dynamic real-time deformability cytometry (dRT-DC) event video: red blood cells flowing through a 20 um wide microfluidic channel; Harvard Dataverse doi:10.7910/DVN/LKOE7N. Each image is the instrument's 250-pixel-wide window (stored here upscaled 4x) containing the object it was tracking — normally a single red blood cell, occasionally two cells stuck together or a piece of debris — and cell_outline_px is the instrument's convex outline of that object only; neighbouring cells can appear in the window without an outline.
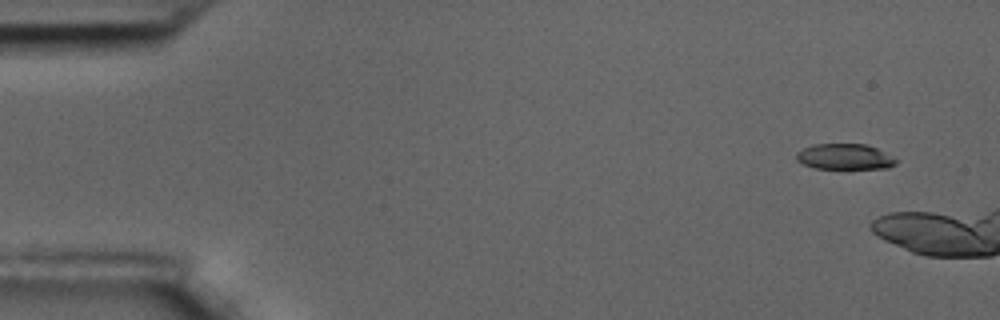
{"species": "common noctule bat (a hibernating species)", "species_latin": "Nyctalus noctula", "temperature_condition": "room temperature", "stored_images_in_passage": 12, "camera_frame_rate_fps": 3000, "um_per_image_px": 0.085, "animal": {"sex": "male", "body_mass_g": 17.5, "forearm_length_mm": 52.3}, "frame": {"image": 1, "passage_image": 1, "time_ms": 0.0, "image_size_px": [1000, 320], "cell_outline_px": [[900, 160], [896, 164], [888, 168], [816, 168], [804, 164], [796, 160], [796, 152], [804, 148], [816, 144], [864, 144], [876, 148]], "centroid_in_image_um": [71.83, 13.32], "position_along_channel_um": 13.2, "area_um2": 14.8}}